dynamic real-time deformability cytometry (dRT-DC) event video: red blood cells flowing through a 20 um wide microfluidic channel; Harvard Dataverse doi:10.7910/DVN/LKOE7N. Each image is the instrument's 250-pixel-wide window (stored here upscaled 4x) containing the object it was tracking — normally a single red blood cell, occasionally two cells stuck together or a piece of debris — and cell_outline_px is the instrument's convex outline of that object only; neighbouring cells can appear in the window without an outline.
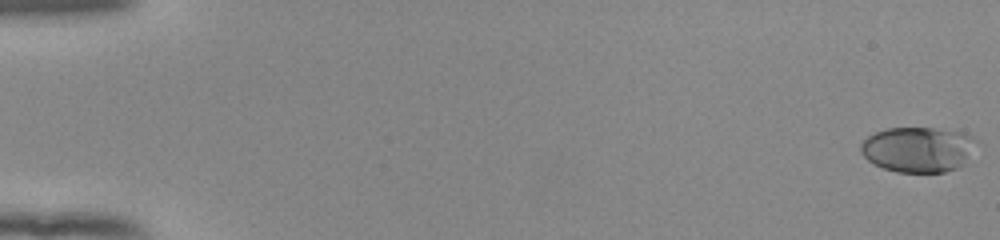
{"species": "human", "species_latin": "Homo sapiens", "temperature_condition": "room temperature", "stored_images_in_passage": 54, "camera_frame_rate_fps": 3000, "um_per_image_px": 0.085, "donor": {"sex": "female"}, "frame": {"image": 1, "passage_image": 1, "time_ms": 0.0, "image_size_px": [1000, 240], "cell_outline_px": [[980, 140], [960, 164], [956, 168], [944, 172], [896, 172], [872, 164], [860, 152], [860, 144], [868, 136], [884, 128], [932, 128], [964, 132]], "centroid_in_image_um": [78.0, 12.68], "position_along_channel_um": 7.0, "area_um2": 30.46}}
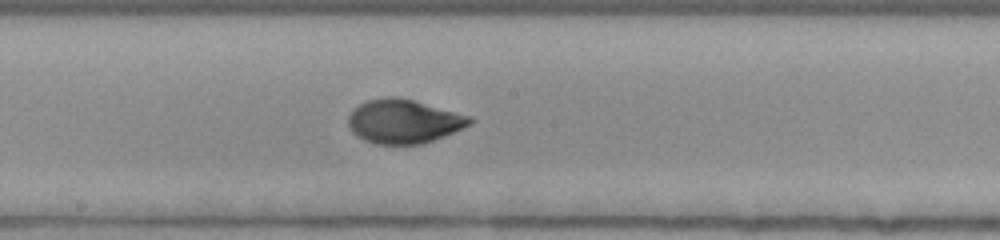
{"frame": {"image": 2, "passage_image": 31, "time_ms": 10.0, "image_size_px": [1000, 240], "cell_outline_px": [[472, 124], [444, 136], [424, 144], [376, 144], [364, 140], [356, 136], [352, 132], [348, 124], [348, 116], [352, 108], [368, 100], [384, 96], [396, 96], [412, 100], [472, 116]], "centroid_in_image_um": [34.29, 10.31], "position_along_channel_um": 213.9, "area_um2": 31.27}}
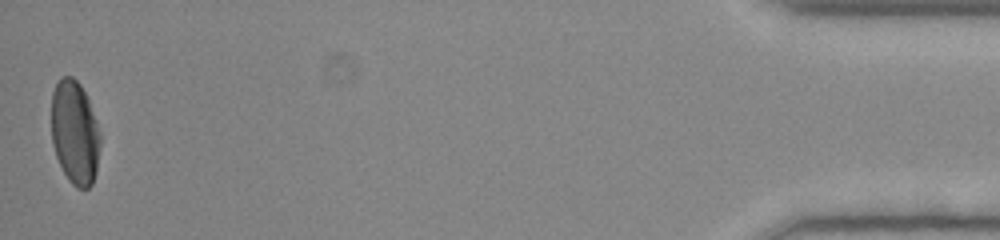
{"frame": {"image": 3, "passage_image": 54, "time_ms": 17.667, "image_size_px": [1000, 240], "cell_outline_px": [[100, 144], [96, 172], [92, 184], [88, 188], [76, 188], [68, 180], [56, 156], [52, 144], [52, 92], [60, 76], [72, 76], [80, 84], [88, 100], [96, 120], [100, 132]], "centroid_in_image_um": [6.36, 11.27], "position_along_channel_um": 428.8, "area_um2": 29.54}, "authors_computed_cell_mechanics": {"area_um2": 30.2872, "velocity_mm_per_s": 3.9165, "shape_relaxation_time_tau1_ms": 4.0435, "shape_relaxation_time_tau2_ms": 0.9542, "deformation_change_tau1": 0.1848, "deformation_change_tau2": 0.0405}}